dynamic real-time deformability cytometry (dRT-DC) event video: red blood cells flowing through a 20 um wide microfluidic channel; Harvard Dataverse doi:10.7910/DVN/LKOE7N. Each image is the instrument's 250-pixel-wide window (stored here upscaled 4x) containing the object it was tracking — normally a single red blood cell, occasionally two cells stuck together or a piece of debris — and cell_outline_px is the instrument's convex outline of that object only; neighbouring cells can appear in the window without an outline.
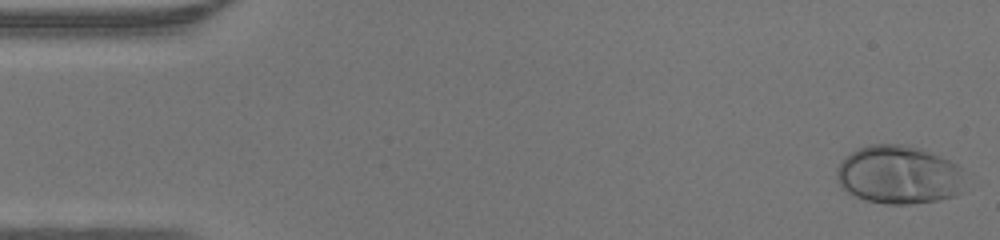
{"species": "human", "species_latin": "Homo sapiens", "temperature_condition": "warm", "stored_images_in_passage": 46, "camera_frame_rate_fps": 3000, "um_per_image_px": 0.085, "donor": {"sex": "male"}, "frame": {"image": 1, "passage_image": 1, "time_ms": 0.0, "image_size_px": [1000, 240], "cell_outline_px": [[960, 192], [952, 196], [940, 200], [908, 204], [884, 204], [864, 200], [848, 192], [840, 184], [836, 176], [836, 168], [852, 152], [860, 148], [872, 144], [900, 144], [916, 148], [948, 160], [956, 164], [960, 168]], "centroid_in_image_um": [76.34, 14.88], "position_along_channel_um": 8.7, "area_um2": 42.77}}
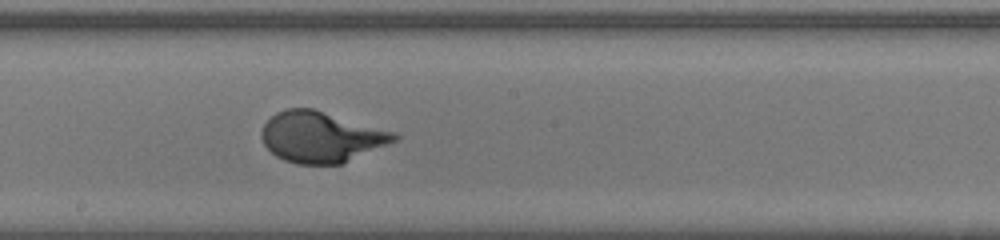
{"frame": {"image": 2, "passage_image": 25, "time_ms": 8.0, "image_size_px": [1000, 240], "cell_outline_px": [[400, 136], [396, 140], [340, 164], [296, 164], [284, 160], [276, 156], [264, 144], [260, 136], [260, 132], [264, 124], [276, 112], [288, 108], [312, 108], [396, 132]], "centroid_in_image_um": [27.26, 11.63], "position_along_channel_um": 220.9, "area_um2": 38.96}}
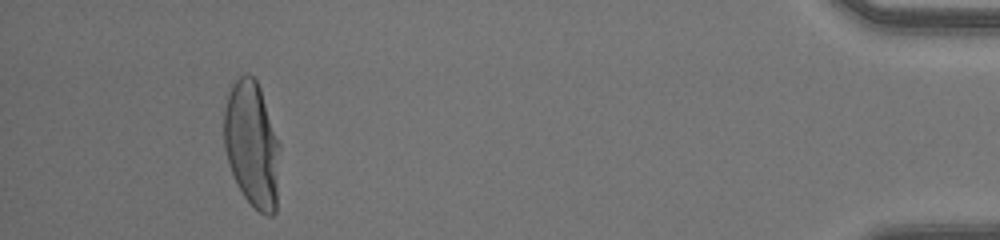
{"frame": {"image": 3, "passage_image": 43, "time_ms": 14.0, "image_size_px": [1000, 240], "cell_outline_px": [[280, 148], [276, 212], [272, 216], [268, 216], [260, 212], [244, 196], [228, 164], [224, 148], [224, 108], [228, 84], [240, 76], [248, 72], [256, 80], [260, 88], [280, 144]], "centroid_in_image_um": [21.4, 12.21], "position_along_channel_um": 413.8, "area_um2": 41.33}}